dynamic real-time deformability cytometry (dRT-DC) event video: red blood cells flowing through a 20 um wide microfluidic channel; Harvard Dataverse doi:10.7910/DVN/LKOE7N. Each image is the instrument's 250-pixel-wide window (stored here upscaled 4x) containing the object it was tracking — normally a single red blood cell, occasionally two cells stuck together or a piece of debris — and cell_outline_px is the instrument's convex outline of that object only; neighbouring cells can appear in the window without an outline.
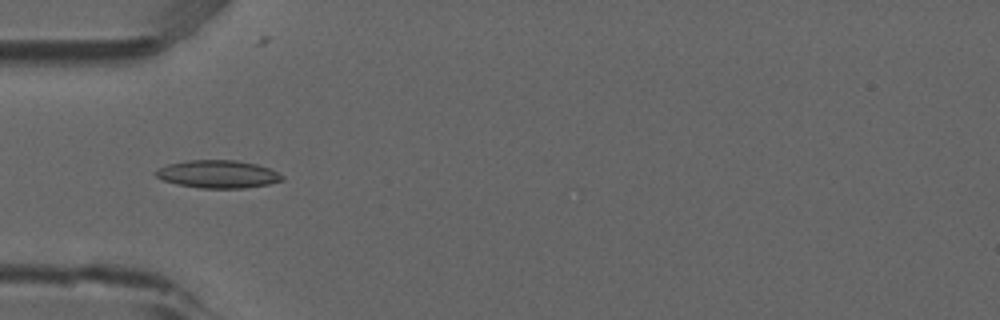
{"species": "common noctule bat (a hibernating species)", "species_latin": "Nyctalus noctula", "temperature_condition": "room temperature", "stored_images_in_passage": 6, "camera_frame_rate_fps": 3000, "um_per_image_px": 0.085, "animal": {"sex": "male", "forearm_length_mm": 52.5}, "frame": {"image": 1, "passage_image": 5, "time_ms": 1.333, "image_size_px": [1000, 320], "cell_outline_px": [[284, 180], [268, 184], [244, 188], [200, 188], [176, 184], [164, 180], [156, 176], [152, 172], [156, 168], [168, 164], [188, 160], [236, 160], [256, 164], [268, 168], [284, 176]], "centroid_in_image_um": [18.48, 14.8], "position_along_channel_um": 66.5, "area_um2": 20.52}}
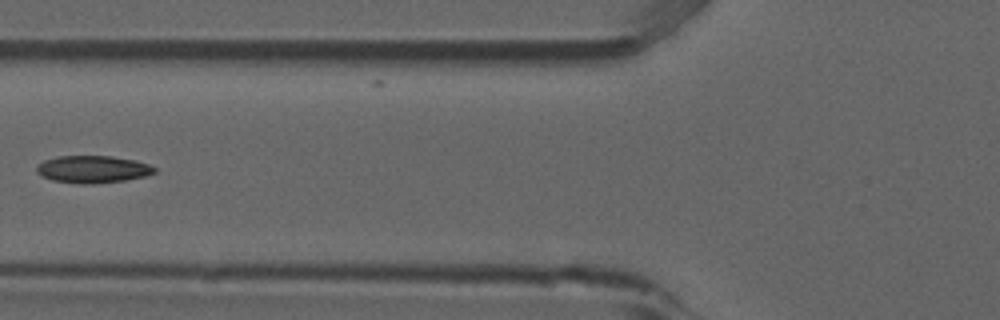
{"frame": {"image": 2, "passage_image": 6, "time_ms": 1.667, "image_size_px": [1000, 320], "cell_outline_px": [[156, 172], [144, 176], [124, 180], [92, 184], [80, 184], [52, 180], [40, 176], [36, 172], [36, 164], [44, 160], [56, 156], [112, 156], [136, 160], [148, 164], [156, 168]], "centroid_in_image_um": [7.84, 14.38], "position_along_channel_um": 118.0, "area_um2": 18.9}}